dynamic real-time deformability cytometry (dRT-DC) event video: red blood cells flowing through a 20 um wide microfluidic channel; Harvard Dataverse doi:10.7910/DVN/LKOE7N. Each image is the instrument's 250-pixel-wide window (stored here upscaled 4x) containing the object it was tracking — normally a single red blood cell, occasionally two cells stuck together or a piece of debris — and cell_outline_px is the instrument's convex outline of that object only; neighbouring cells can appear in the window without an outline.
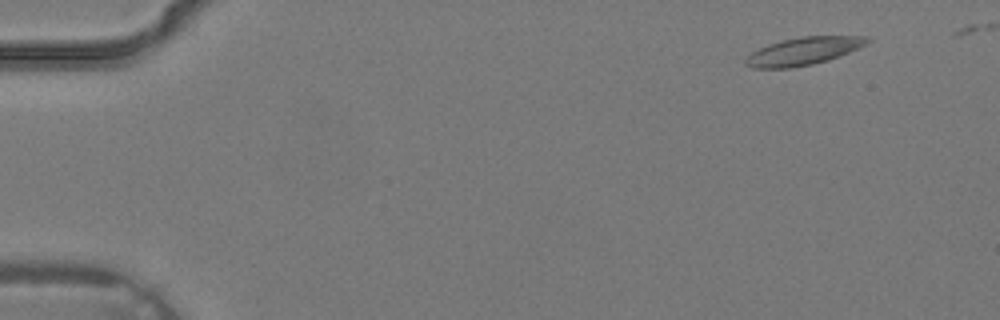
{"species": "common noctule bat (a hibernating species)", "species_latin": "Nyctalus noctula", "temperature_condition": "warm", "stored_images_in_passage": 3, "camera_frame_rate_fps": 3000, "um_per_image_px": 0.085, "animal": {"sex": "male", "body_mass_g": 19.2, "forearm_length_mm": 51.8}, "frame": {"image": 1, "passage_image": 1, "time_ms": 0.0, "image_size_px": [1000, 320], "cell_outline_px": [[872, 40], [868, 44], [828, 60], [812, 64], [788, 68], [752, 68], [744, 64], [744, 60], [752, 52], [768, 44], [800, 36], [868, 36]], "centroid_in_image_um": [68.3, 4.34], "position_along_channel_um": 16.7, "area_um2": 19.54}}
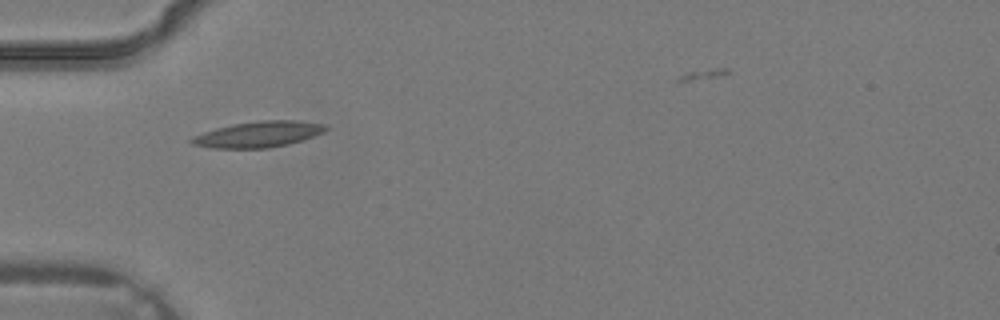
{"frame": {"image": 2, "passage_image": 3, "time_ms": 0.667, "image_size_px": [1000, 320], "cell_outline_px": [[328, 128], [324, 132], [304, 140], [288, 144], [268, 148], [212, 148], [192, 144], [188, 140], [192, 136], [216, 128], [232, 124], [260, 120], [296, 120], [324, 124]], "centroid_in_image_um": [21.96, 11.41], "position_along_channel_um": 63.0, "area_um2": 20.35}}